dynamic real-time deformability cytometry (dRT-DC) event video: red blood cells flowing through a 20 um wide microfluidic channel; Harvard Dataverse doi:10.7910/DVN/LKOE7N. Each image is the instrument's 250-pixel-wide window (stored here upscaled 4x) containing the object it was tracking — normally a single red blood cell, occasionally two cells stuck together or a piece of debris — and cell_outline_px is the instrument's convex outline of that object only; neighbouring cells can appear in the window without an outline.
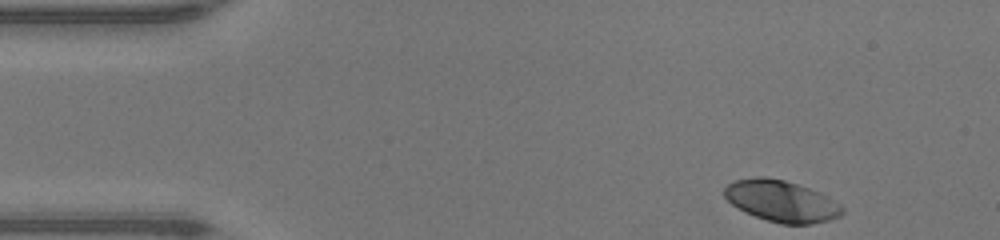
{"species": "human", "species_latin": "Homo sapiens", "temperature_condition": "warm", "stored_images_in_passage": 43, "camera_frame_rate_fps": 3000, "um_per_image_px": 0.085, "donor": {"sex": "male"}, "frame": {"image": 1, "passage_image": 1, "time_ms": 0.0, "image_size_px": [1000, 240], "cell_outline_px": [[844, 212], [840, 216], [828, 220], [812, 224], [780, 224], [756, 216], [732, 204], [724, 196], [724, 188], [728, 184], [736, 180], [756, 176], [764, 176], [784, 180], [820, 192], [828, 196], [840, 204], [844, 208]], "centroid_in_image_um": [66.45, 17.09], "position_along_channel_um": 18.5, "area_um2": 28.26}}
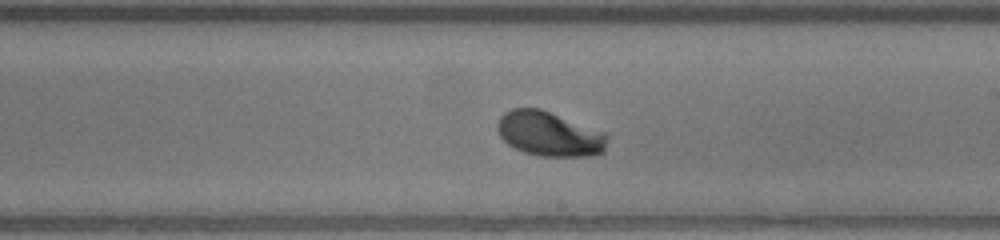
{"frame": {"image": 2, "passage_image": 23, "time_ms": 7.333, "image_size_px": [1000, 240], "cell_outline_px": [[608, 136], [604, 152], [592, 156], [540, 156], [524, 152], [508, 144], [500, 136], [496, 128], [496, 124], [500, 116], [504, 112], [512, 108], [540, 108], [604, 132]], "centroid_in_image_um": [46.67, 11.38], "position_along_channel_um": 242.3, "area_um2": 28.61}}
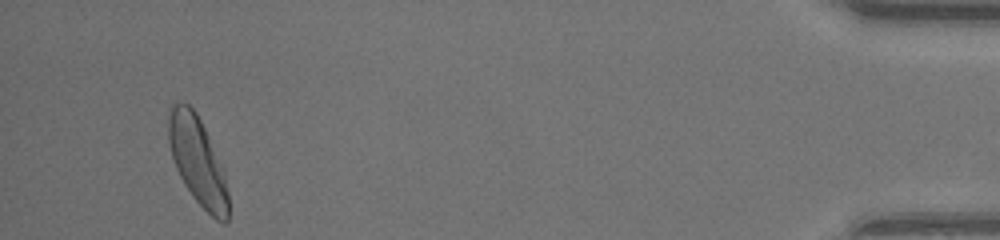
{"frame": {"image": 3, "passage_image": 41, "time_ms": 13.333, "image_size_px": [1000, 240], "cell_outline_px": [[228, 220], [224, 224], [216, 220], [192, 196], [184, 184], [176, 168], [168, 144], [168, 108], [172, 104], [180, 100], [188, 104], [196, 112], [224, 168], [228, 192]], "centroid_in_image_um": [16.79, 13.65], "position_along_channel_um": 418.4, "area_um2": 30.87}, "authors_computed_cell_mechanics": {"area_um2": 28.5532, "velocity_mm_per_s": 4.3308, "shape_relaxation_time_tau1_ms": 1.7614, "shape_relaxation_time_tau2_ms": null, "deformation_change_tau1": 0.1492, "deformation_change_tau2": null}}